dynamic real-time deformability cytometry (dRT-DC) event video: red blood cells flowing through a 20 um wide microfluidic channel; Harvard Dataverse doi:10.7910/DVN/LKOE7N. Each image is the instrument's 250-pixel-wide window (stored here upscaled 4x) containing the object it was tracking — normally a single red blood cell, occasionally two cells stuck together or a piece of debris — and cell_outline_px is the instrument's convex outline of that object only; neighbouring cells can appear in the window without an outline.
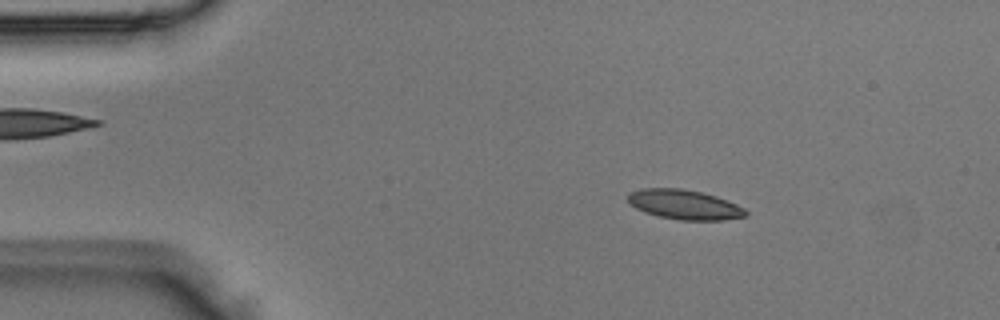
{"species": "Egyptian fruit bat (a non-hibernating species)", "species_latin": "Rousettus aegyptiacus", "temperature_condition": "room temperature", "stored_images_in_passage": 46, "segment_of_instrument_passage": [1, 2], "camera_frame_rate_fps": 3000, "um_per_image_px": 0.085, "animal": {"sex": "male"}, "frame": {"image": 1, "passage_image": 3, "time_ms": 0.667, "image_size_px": [1000, 320], "cell_outline_px": [[748, 216], [724, 220], [680, 220], [660, 216], [644, 212], [636, 208], [628, 200], [628, 196], [632, 192], [640, 188], [680, 188], [700, 192], [716, 196], [728, 200], [744, 208], [748, 212]], "centroid_in_image_um": [58.22, 17.39], "position_along_channel_um": 26.8, "area_um2": 20.29}}
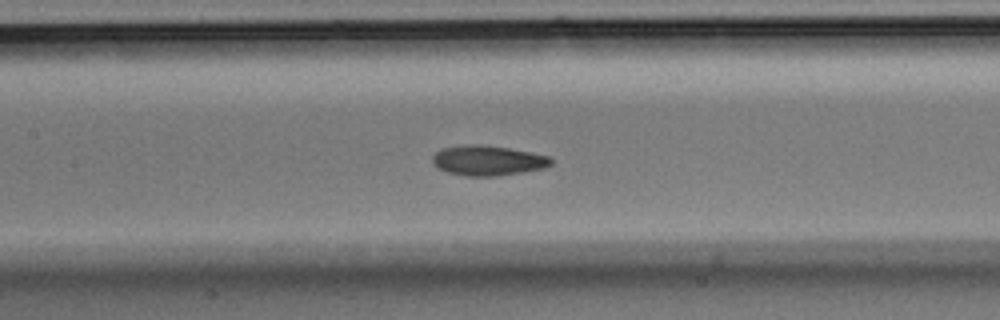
{"frame": {"image": 2, "passage_image": 18, "time_ms": 5.667, "image_size_px": [1000, 320], "cell_outline_px": [[552, 164], [544, 168], [524, 172], [496, 176], [464, 176], [448, 172], [436, 168], [432, 164], [432, 156], [440, 148], [464, 144], [484, 144], [508, 148], [548, 156], [552, 160]], "centroid_in_image_um": [41.4, 13.64], "position_along_channel_um": 166.0, "area_um2": 20.98}}
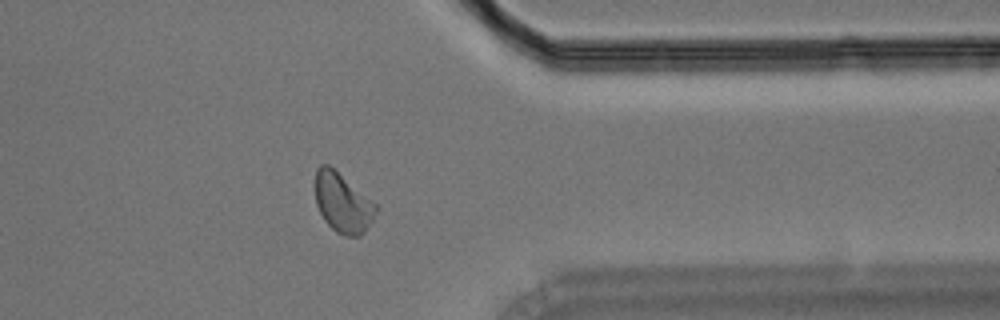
{"frame": {"image": 3, "passage_image": 35, "time_ms": 11.333, "image_size_px": [1000, 320], "cell_outline_px": [[376, 212], [372, 220], [364, 232], [360, 236], [344, 236], [336, 232], [324, 220], [316, 204], [316, 168], [320, 164], [328, 164], [376, 204]], "centroid_in_image_um": [29.11, 17.25], "position_along_channel_um": 382.3, "area_um2": 20.63}}